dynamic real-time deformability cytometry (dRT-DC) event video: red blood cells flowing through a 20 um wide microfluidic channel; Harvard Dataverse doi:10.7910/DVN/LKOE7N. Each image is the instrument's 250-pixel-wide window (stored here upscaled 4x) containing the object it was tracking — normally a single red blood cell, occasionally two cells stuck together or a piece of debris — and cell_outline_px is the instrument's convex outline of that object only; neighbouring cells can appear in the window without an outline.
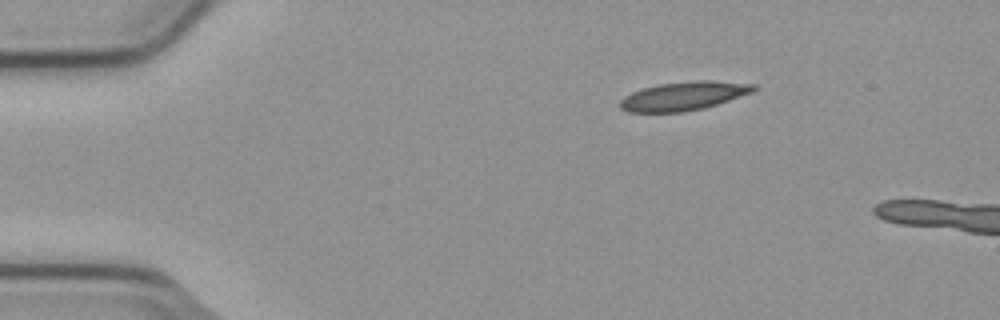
{"species": "common noctule bat (a hibernating species)", "species_latin": "Nyctalus noctula", "temperature_condition": "cold", "stored_images_in_passage": 2, "camera_frame_rate_fps": 3000, "um_per_image_px": 0.085, "animal": {"sex": "male", "body_mass_g": 23.1, "forearm_length_mm": 52.7}, "frame": {"image": 1, "passage_image": 1, "time_ms": 0.0, "image_size_px": [1000, 320], "cell_outline_px": [[756, 88], [752, 92], [704, 108], [684, 112], [628, 112], [620, 108], [620, 100], [624, 96], [632, 92], [644, 88], [660, 84], [692, 80], [708, 80], [756, 84]], "centroid_in_image_um": [58.09, 8.16], "position_along_channel_um": 26.9, "area_um2": 22.2}}